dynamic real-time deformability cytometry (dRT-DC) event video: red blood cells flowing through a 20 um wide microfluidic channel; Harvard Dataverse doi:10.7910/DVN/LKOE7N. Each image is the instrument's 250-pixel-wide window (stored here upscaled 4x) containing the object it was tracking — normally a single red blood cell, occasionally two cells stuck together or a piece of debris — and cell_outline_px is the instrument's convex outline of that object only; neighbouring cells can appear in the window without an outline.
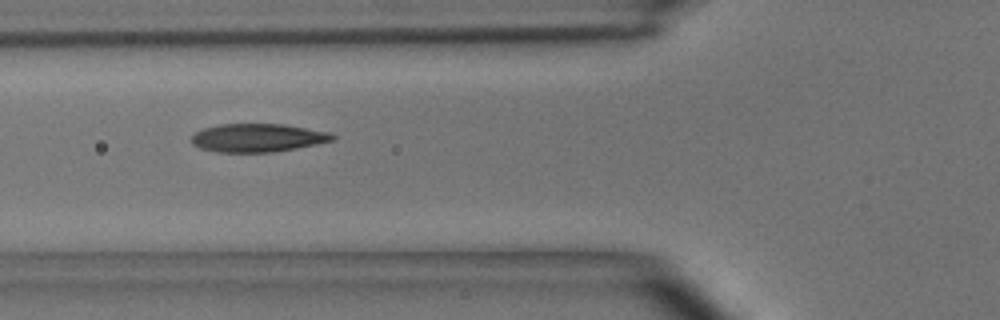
{"species": "common noctule bat (a hibernating species)", "species_latin": "Nyctalus noctula", "temperature_condition": "room temperature", "stored_images_in_passage": 9, "camera_frame_rate_fps": 3000, "um_per_image_px": 0.085, "animal": {"sex": "male", "body_mass_g": 15.6}, "frame": {"image": 1, "passage_image": 6, "time_ms": 1.667, "image_size_px": [1000, 320], "cell_outline_px": [[336, 140], [296, 148], [272, 152], [216, 152], [200, 148], [192, 144], [192, 136], [196, 132], [204, 128], [220, 124], [284, 124], [328, 132], [336, 136]], "centroid_in_image_um": [21.9, 11.71], "position_along_channel_um": 103.9, "area_um2": 23.18}}